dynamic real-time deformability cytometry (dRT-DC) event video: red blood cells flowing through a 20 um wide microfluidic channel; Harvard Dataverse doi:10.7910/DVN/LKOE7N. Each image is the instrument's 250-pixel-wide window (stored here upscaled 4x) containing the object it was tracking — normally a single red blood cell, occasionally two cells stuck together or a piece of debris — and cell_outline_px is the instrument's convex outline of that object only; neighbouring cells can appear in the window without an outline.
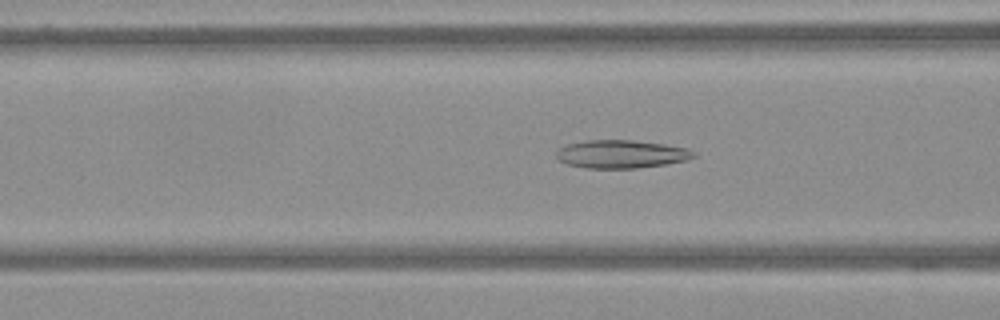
{"species": "Egyptian fruit bat (a non-hibernating species)", "species_latin": "Rousettus aegyptiacus", "temperature_condition": "warm", "stored_images_in_passage": 61, "camera_frame_rate_fps": 3000, "um_per_image_px": 0.085, "frame": {"image": 1, "passage_image": 22, "time_ms": 7.0, "image_size_px": [1000, 320], "cell_outline_px": [[696, 156], [688, 160], [668, 164], [636, 168], [588, 168], [568, 164], [560, 160], [556, 156], [556, 152], [560, 148], [568, 144], [584, 140], [632, 140], [664, 144], [688, 148], [696, 152]], "centroid_in_image_um": [52.86, 13.09], "position_along_channel_um": 113.7, "area_um2": 22.54}}
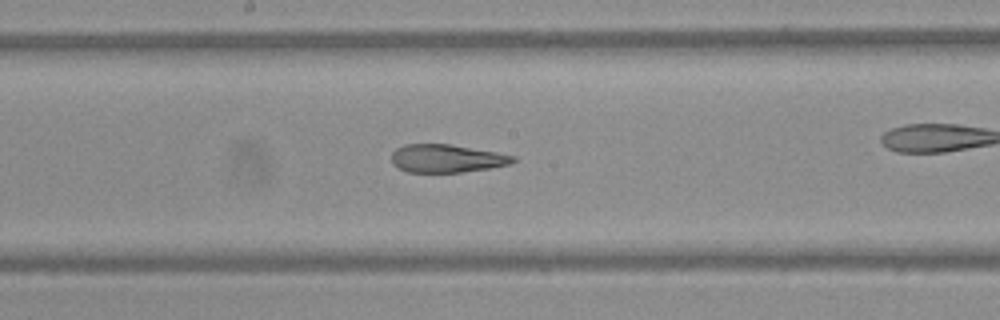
{"frame": {"image": 2, "passage_image": 31, "time_ms": 10.0, "image_size_px": [1000, 320], "cell_outline_px": [[516, 160], [512, 164], [488, 168], [460, 172], [408, 172], [396, 168], [392, 164], [392, 152], [396, 148], [404, 144], [452, 144], [496, 152], [516, 156]], "centroid_in_image_um": [37.95, 13.46], "position_along_channel_um": 210.3, "area_um2": 20.0}}
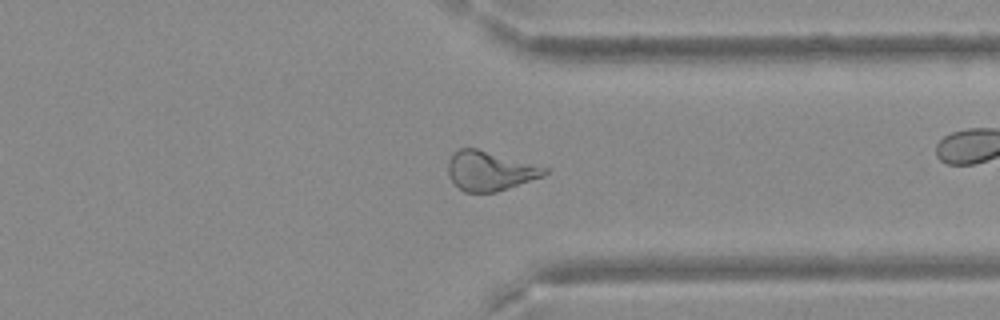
{"frame": {"image": 3, "passage_image": 46, "time_ms": 15.0, "image_size_px": [1000, 320], "cell_outline_px": [[548, 172], [544, 176], [496, 192], [464, 192], [448, 176], [448, 160], [460, 148], [476, 148], [548, 168]], "centroid_in_image_um": [41.64, 14.53], "position_along_channel_um": 369.8, "area_um2": 21.85}}